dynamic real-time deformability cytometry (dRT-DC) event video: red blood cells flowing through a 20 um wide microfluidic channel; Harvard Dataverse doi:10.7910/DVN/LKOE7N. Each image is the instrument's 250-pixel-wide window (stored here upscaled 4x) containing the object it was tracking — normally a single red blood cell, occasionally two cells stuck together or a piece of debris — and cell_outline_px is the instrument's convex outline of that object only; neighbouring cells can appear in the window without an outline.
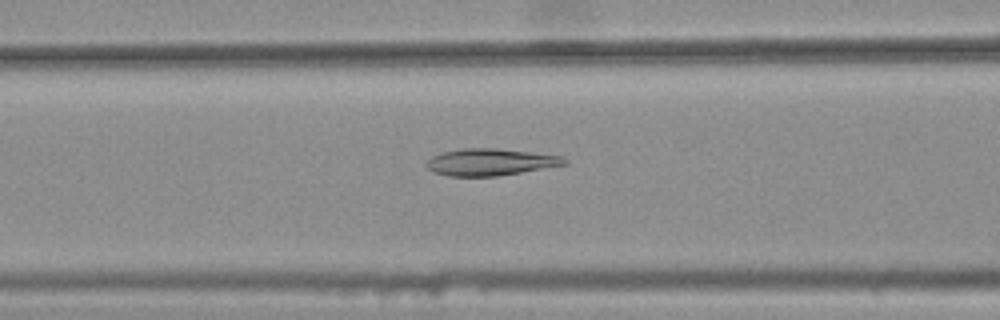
{"species": "common noctule bat (a hibernating species)", "species_latin": "Nyctalus noctula", "temperature_condition": "warm", "stored_images_in_passage": 22, "camera_frame_rate_fps": 3000, "um_per_image_px": 0.085, "animal": {"sex": "female", "body_mass_g": 25.1}, "frame": {"image": 1, "passage_image": 6, "time_ms": 1.667, "image_size_px": [1000, 320], "cell_outline_px": [[568, 164], [496, 176], [448, 176], [436, 172], [428, 168], [428, 160], [432, 156], [444, 152], [460, 148], [496, 148], [560, 156], [568, 160]], "centroid_in_image_um": [41.68, 13.77], "position_along_channel_um": 124.9, "area_um2": 21.21}}
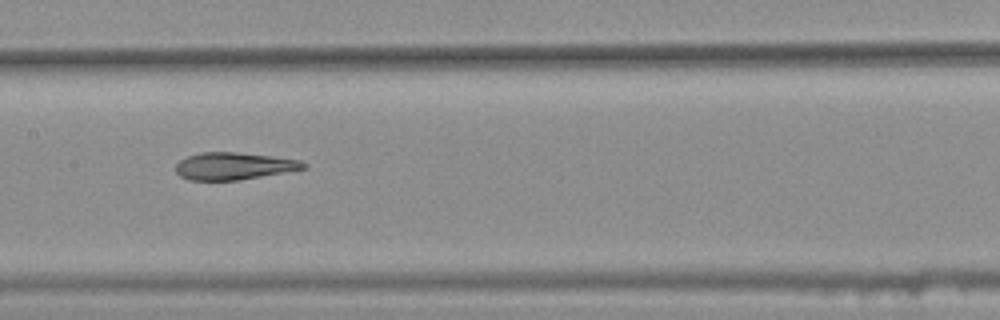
{"frame": {"image": 2, "passage_image": 11, "time_ms": 3.333, "image_size_px": [1000, 320], "cell_outline_px": [[308, 168], [236, 180], [188, 180], [180, 176], [176, 172], [176, 164], [180, 160], [188, 156], [200, 152], [236, 152], [300, 160], [308, 164]], "centroid_in_image_um": [19.85, 14.11], "position_along_channel_um": 187.5, "area_um2": 20.06}}